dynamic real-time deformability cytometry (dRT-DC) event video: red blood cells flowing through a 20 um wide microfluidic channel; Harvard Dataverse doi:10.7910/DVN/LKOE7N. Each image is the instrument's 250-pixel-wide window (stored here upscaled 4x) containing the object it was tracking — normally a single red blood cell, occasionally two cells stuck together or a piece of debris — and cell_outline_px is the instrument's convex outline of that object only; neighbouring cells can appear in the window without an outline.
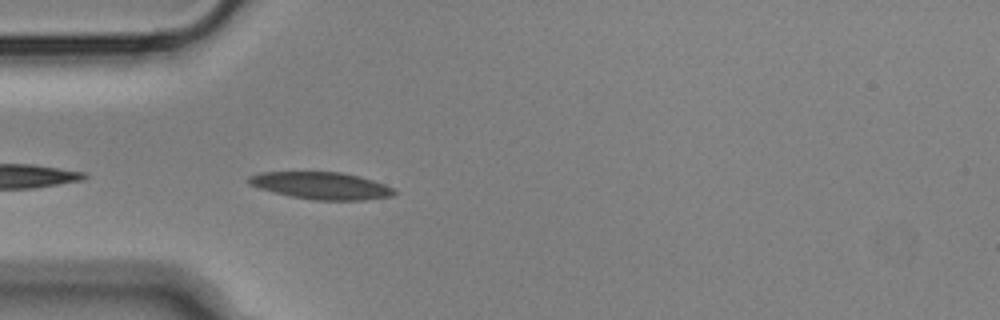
{"species": "Egyptian fruit bat (a non-hibernating species)", "species_latin": "Rousettus aegyptiacus", "temperature_condition": "cold", "stored_images_in_passage": 40, "camera_frame_rate_fps": 3000, "um_per_image_px": 0.085, "animal": {"sex": "male"}, "frame": {"image": 1, "passage_image": 2, "time_ms": 0.333, "image_size_px": [1000, 320], "cell_outline_px": [[396, 192], [392, 196], [364, 200], [312, 200], [292, 196], [260, 188], [248, 184], [248, 176], [260, 172], [340, 172], [372, 180], [396, 188]], "centroid_in_image_um": [27.32, 15.78], "position_along_channel_um": 57.7, "area_um2": 22.83}}
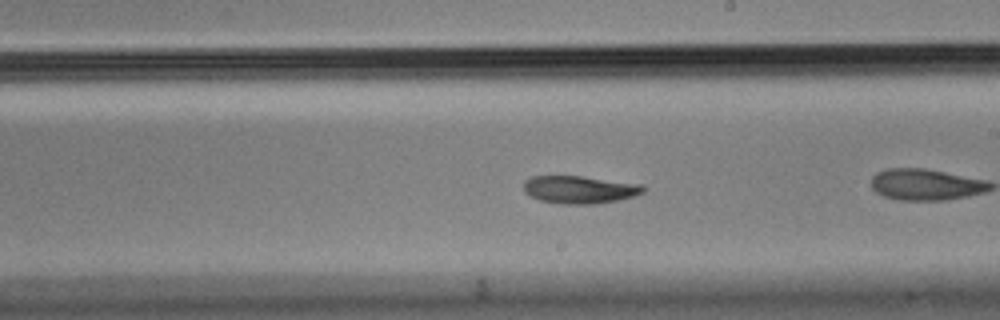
{"frame": {"image": 2, "passage_image": 15, "time_ms": 4.667, "image_size_px": [1000, 320], "cell_outline_px": [[644, 192], [636, 196], [596, 204], [560, 204], [540, 200], [524, 192], [524, 180], [532, 176], [580, 176], [640, 184], [644, 188]], "centroid_in_image_um": [49.24, 16.12], "position_along_channel_um": 239.8, "area_um2": 19.19}}
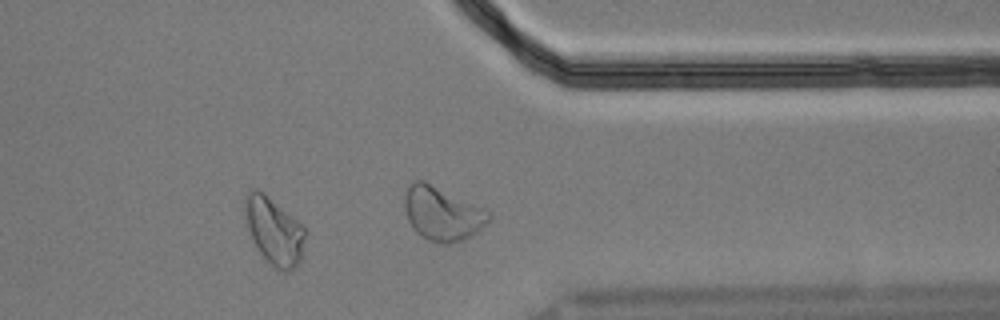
{"frame": {"image": 3, "passage_image": 29, "time_ms": 9.333, "image_size_px": [1000, 320], "cell_outline_px": [[304, 236], [300, 260], [288, 272], [284, 272], [276, 268], [260, 252], [248, 228], [244, 204], [248, 192], [252, 188], [256, 188], [264, 192], [304, 224]], "centroid_in_image_um": [23.31, 19.57], "position_along_channel_um": 388.1, "area_um2": 23.06}, "authors_computed_cell_mechanics": {"area_um2": 21.1837, "velocity_mm_per_s": 3.5821, "shape_relaxation_time_tau1_ms": 5.5451, "shape_relaxation_time_tau2_ms": 10.465, "deformation_change_tau1": 0.1401, "deformation_change_tau2": 0.2034}}